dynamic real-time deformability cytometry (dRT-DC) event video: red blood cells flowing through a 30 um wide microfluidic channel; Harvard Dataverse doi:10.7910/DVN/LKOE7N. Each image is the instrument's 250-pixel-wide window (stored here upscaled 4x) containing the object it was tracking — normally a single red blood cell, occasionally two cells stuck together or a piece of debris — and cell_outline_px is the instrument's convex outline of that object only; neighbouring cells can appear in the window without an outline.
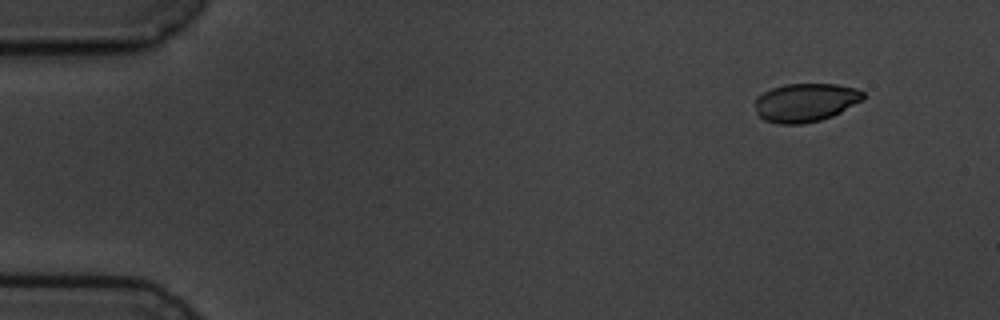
{"species": "common noctule bat (a hibernating species)", "species_latin": "Nyctalus noctula", "temperature_condition": "cold", "stored_images_in_passage": 4, "camera_frame_rate_fps": 3000, "um_per_image_px": 0.085, "animal": {"sex": "male", "body_mass_g": 19.5, "forearm_length_mm": 54.6}, "frame": {"image": 1, "passage_image": 1, "time_ms": 0.0, "image_size_px": [1000, 320], "cell_outline_px": [[864, 100], [832, 116], [820, 120], [804, 124], [776, 124], [764, 120], [756, 112], [756, 96], [772, 88], [784, 84], [836, 84], [856, 88], [864, 92]], "centroid_in_image_um": [68.47, 8.71], "position_along_channel_um": 16.5, "area_um2": 24.39}}
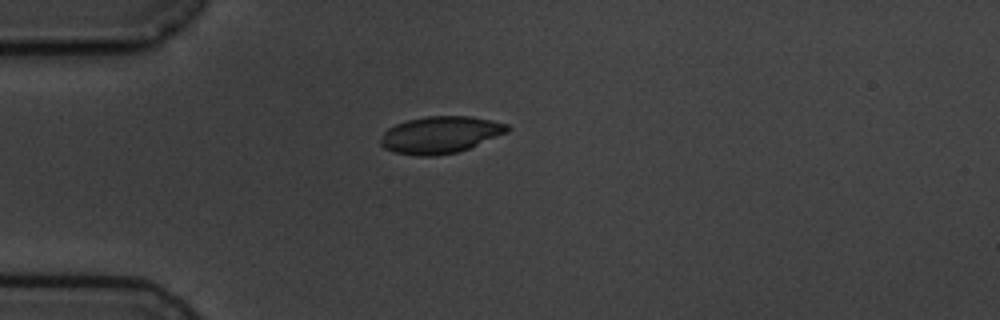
{"frame": {"image": 2, "passage_image": 4, "time_ms": 3.333, "image_size_px": [1000, 320], "cell_outline_px": [[512, 128], [508, 132], [468, 148], [456, 152], [436, 156], [416, 156], [392, 152], [384, 148], [380, 144], [380, 140], [384, 132], [388, 128], [396, 124], [408, 120], [424, 116], [472, 116], [492, 120], [508, 124]], "centroid_in_image_um": [37.42, 11.45], "position_along_channel_um": 47.6, "area_um2": 27.4}}